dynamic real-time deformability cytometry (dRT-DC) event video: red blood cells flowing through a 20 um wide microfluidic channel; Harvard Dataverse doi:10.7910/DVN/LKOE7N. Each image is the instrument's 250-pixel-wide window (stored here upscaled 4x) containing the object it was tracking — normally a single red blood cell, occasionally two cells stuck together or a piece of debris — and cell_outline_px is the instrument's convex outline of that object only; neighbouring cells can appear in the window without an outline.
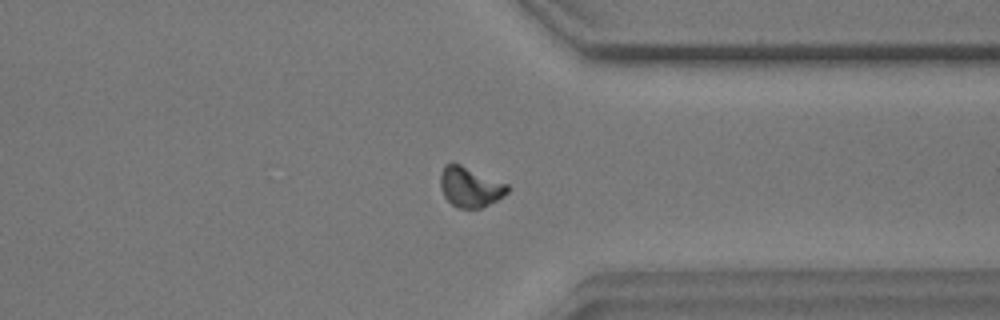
{"species": "common noctule bat (a hibernating species)", "species_latin": "Nyctalus noctula", "temperature_condition": "warm", "stored_images_in_passage": 49, "camera_frame_rate_fps": 3000, "um_per_image_px": 0.085, "animal": {"sex": "male", "body_mass_g": 17.9}, "frame": {"image": 1, "passage_image": 35, "time_ms": 11.333, "image_size_px": [1000, 320], "cell_outline_px": [[508, 192], [504, 196], [480, 208], [456, 208], [444, 196], [440, 188], [440, 172], [444, 164], [452, 160], [508, 184]], "centroid_in_image_um": [39.91, 15.85], "position_along_channel_um": 371.5, "area_um2": 15.95}, "authors_computed_cell_mechanics": {"area_um2": 14.9702, "velocity_mm_per_s": 3.493, "shape_relaxation_time_tau1_ms": 5.1413, "shape_relaxation_time_tau2_ms": 3.6888, "deformation_change_tau1": 0.1828, "deformation_change_tau2": 0.0939}}